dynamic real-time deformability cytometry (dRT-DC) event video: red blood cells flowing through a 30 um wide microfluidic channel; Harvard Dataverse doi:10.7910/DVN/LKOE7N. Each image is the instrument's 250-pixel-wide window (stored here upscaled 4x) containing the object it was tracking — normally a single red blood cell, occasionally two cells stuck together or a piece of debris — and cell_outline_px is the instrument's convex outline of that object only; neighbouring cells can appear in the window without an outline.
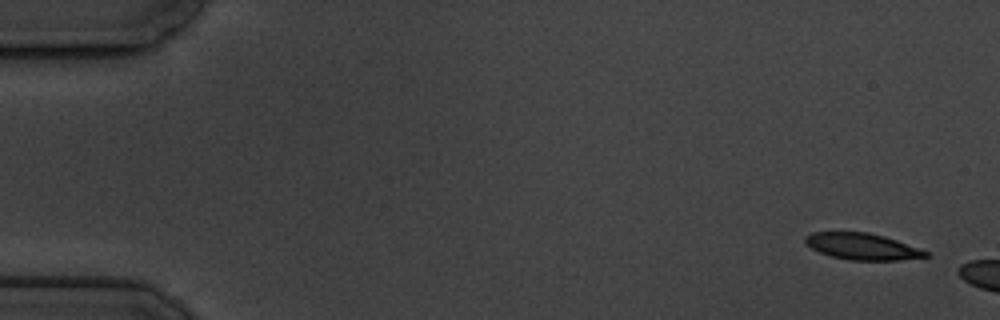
{"species": "common noctule bat (a hibernating species)", "species_latin": "Nyctalus noctula", "temperature_condition": "cold", "stored_images_in_passage": 3, "camera_frame_rate_fps": 3000, "um_per_image_px": 0.085, "animal": {"sex": "male", "body_mass_g": 19.5, "forearm_length_mm": 54.6}, "frame": {"image": 1, "passage_image": 1, "time_ms": 0.0, "image_size_px": [1000, 320], "cell_outline_px": [[928, 256], [900, 260], [852, 260], [832, 256], [820, 252], [812, 248], [804, 240], [804, 236], [812, 232], [868, 232], [884, 236], [920, 248], [928, 252]], "centroid_in_image_um": [73.29, 20.94], "position_along_channel_um": 11.7, "area_um2": 18.38}}